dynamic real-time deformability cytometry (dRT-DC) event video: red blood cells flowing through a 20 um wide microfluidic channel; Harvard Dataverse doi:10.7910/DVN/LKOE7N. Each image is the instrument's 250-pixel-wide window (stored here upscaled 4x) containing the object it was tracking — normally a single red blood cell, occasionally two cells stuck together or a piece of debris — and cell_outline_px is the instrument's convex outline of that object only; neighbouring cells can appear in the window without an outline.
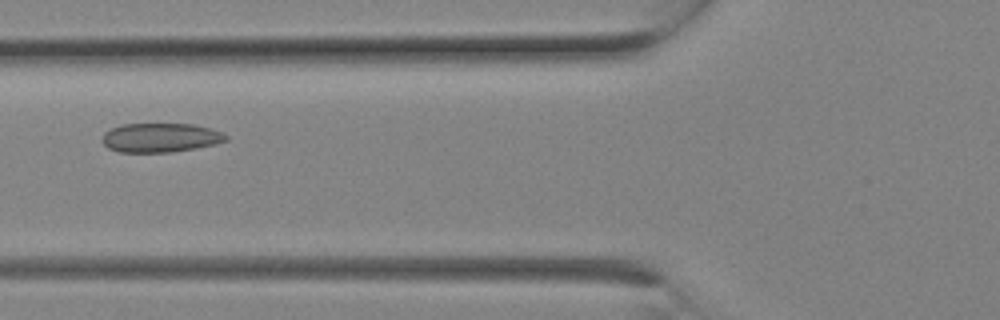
{"species": "Egyptian fruit bat (a non-hibernating species)", "species_latin": "Rousettus aegyptiacus", "temperature_condition": "room temperature", "stored_images_in_passage": 4, "camera_frame_rate_fps": 3000, "um_per_image_px": 0.085, "animal": {"sex": "female"}, "frame": {"image": 1, "passage_image": 4, "time_ms": 1.0, "image_size_px": [1000, 320], "cell_outline_px": [[228, 140], [216, 144], [196, 148], [172, 152], [120, 152], [108, 148], [100, 140], [104, 132], [120, 124], [192, 124], [208, 128], [220, 132], [228, 136]], "centroid_in_image_um": [13.61, 11.7], "position_along_channel_um": 112.2, "area_um2": 21.04}}